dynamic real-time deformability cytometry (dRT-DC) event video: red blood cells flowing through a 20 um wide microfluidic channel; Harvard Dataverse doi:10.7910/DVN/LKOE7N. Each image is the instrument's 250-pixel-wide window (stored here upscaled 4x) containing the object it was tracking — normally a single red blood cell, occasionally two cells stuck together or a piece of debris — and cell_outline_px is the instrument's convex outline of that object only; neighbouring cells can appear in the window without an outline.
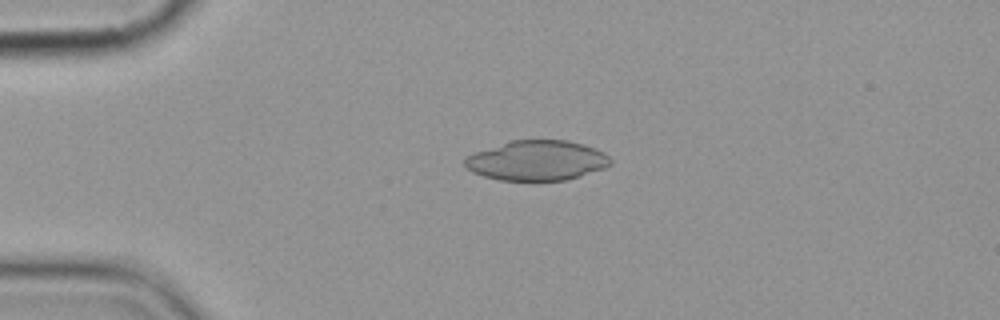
{"species": "common noctule bat (a hibernating species)", "species_latin": "Nyctalus noctula", "temperature_condition": "cold", "stored_images_in_passage": 2, "camera_frame_rate_fps": 3000, "um_per_image_px": 0.085, "animal": {"sex": "female", "body_mass_g": 19.9}, "frame": {"image": 1, "passage_image": 1, "time_ms": 0.0, "image_size_px": [1000, 320], "cell_outline_px": [[612, 164], [604, 168], [568, 180], [500, 180], [484, 176], [472, 172], [464, 168], [464, 160], [468, 156], [476, 152], [512, 140], [568, 140], [584, 144], [596, 148], [604, 152], [612, 160]], "centroid_in_image_um": [45.66, 13.64], "position_along_channel_um": 39.3, "area_um2": 33.93}}